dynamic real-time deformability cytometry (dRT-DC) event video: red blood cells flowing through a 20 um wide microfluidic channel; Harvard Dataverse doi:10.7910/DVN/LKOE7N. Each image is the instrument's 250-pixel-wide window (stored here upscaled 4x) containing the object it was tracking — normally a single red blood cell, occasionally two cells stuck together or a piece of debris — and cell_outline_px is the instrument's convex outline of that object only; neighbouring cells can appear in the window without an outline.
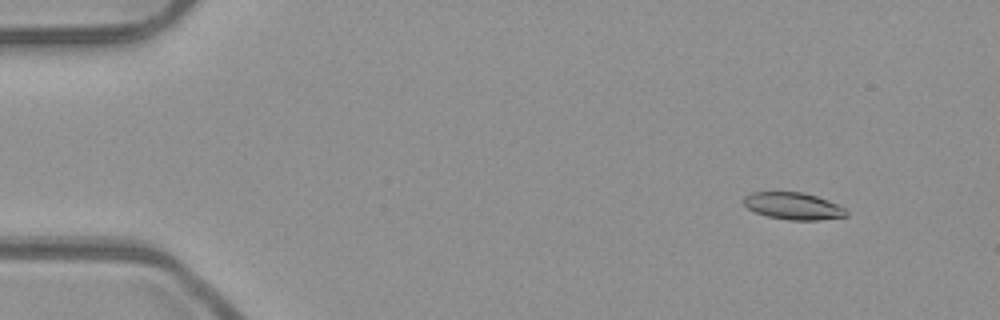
{"species": "common noctule bat (a hibernating species)", "species_latin": "Nyctalus noctula", "temperature_condition": "room temperature", "stored_images_in_passage": 49, "camera_frame_rate_fps": 3000, "um_per_image_px": 0.085, "animal": {"sex": "male", "body_mass_g": 23.1, "forearm_length_mm": 52.7}, "frame": {"image": 1, "passage_image": 2, "time_ms": 0.333, "image_size_px": [1000, 320], "cell_outline_px": [[848, 216], [820, 220], [788, 220], [768, 216], [756, 212], [748, 208], [744, 204], [744, 196], [752, 192], [804, 192], [828, 200], [844, 208], [848, 212]], "centroid_in_image_um": [67.44, 17.51], "position_along_channel_um": 17.6, "area_um2": 16.13}}
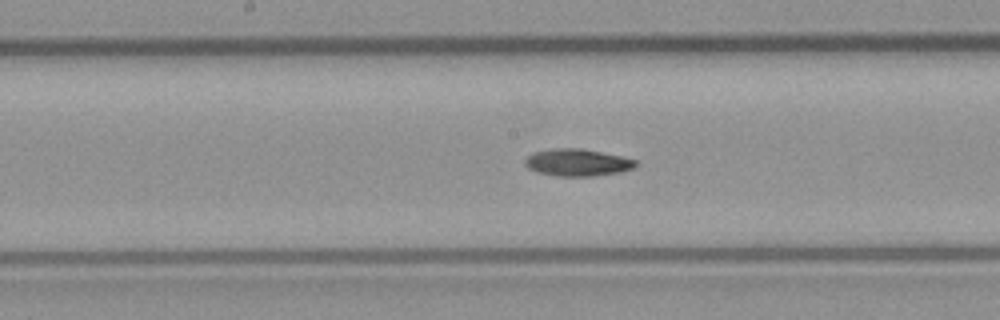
{"frame": {"image": 2, "passage_image": 24, "time_ms": 7.667, "image_size_px": [1000, 320], "cell_outline_px": [[636, 164], [632, 168], [620, 172], [596, 176], [556, 176], [536, 172], [528, 168], [524, 164], [524, 160], [532, 152], [552, 148], [580, 148], [620, 156], [636, 160]], "centroid_in_image_um": [49.02, 13.81], "position_along_channel_um": 199.2, "area_um2": 17.51}}
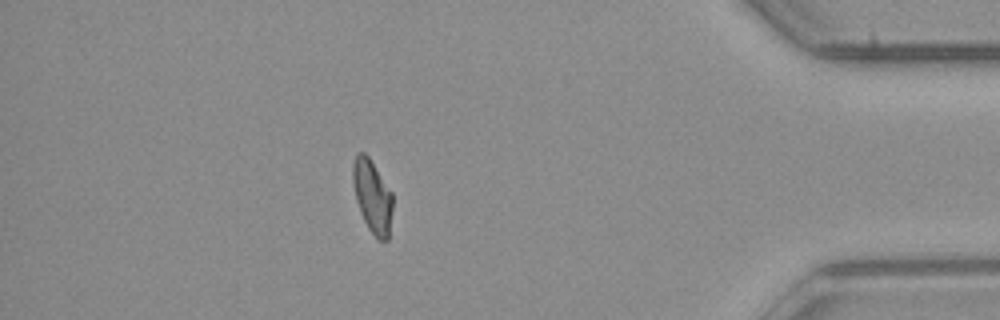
{"frame": {"image": 3, "passage_image": 43, "time_ms": 14.0, "image_size_px": [1000, 320], "cell_outline_px": [[392, 212], [388, 240], [380, 240], [368, 228], [360, 212], [356, 200], [352, 180], [352, 164], [356, 156], [360, 152], [364, 152], [368, 156], [392, 192]], "centroid_in_image_um": [31.64, 16.68], "position_along_channel_um": 403.6, "area_um2": 16.76}}